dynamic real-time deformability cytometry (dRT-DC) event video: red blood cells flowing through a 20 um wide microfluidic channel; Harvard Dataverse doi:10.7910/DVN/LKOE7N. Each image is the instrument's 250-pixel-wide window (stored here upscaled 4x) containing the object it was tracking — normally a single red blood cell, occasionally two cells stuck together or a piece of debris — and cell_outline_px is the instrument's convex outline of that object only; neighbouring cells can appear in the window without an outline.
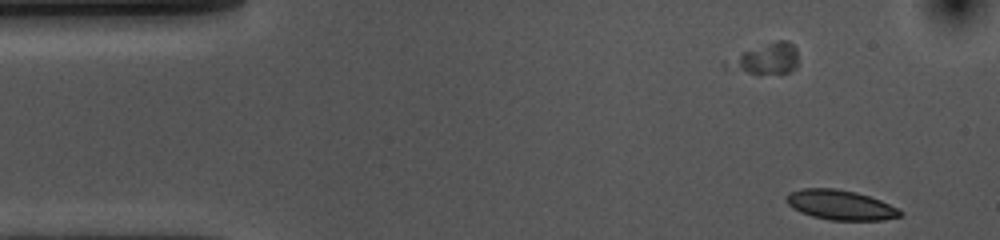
{"species": "common noctule bat (a hibernating species)", "species_latin": "Nyctalus noctula", "temperature_condition": "cold", "stored_images_in_passage": 47, "camera_frame_rate_fps": 3000, "um_per_image_px": 0.085, "animal": {"sex": "female", "body_mass_g": 10.0, "forearm_length_mm": 53.1}, "frame": {"image": 1, "passage_image": 1, "time_ms": 0.0, "image_size_px": [1000, 240], "cell_outline_px": [[904, 212], [900, 216], [884, 220], [832, 220], [812, 216], [800, 212], [792, 208], [788, 204], [788, 192], [804, 188], [836, 188], [856, 192], [880, 200]], "centroid_in_image_um": [71.43, 17.42], "position_along_channel_um": 13.6, "area_um2": 19.59}}
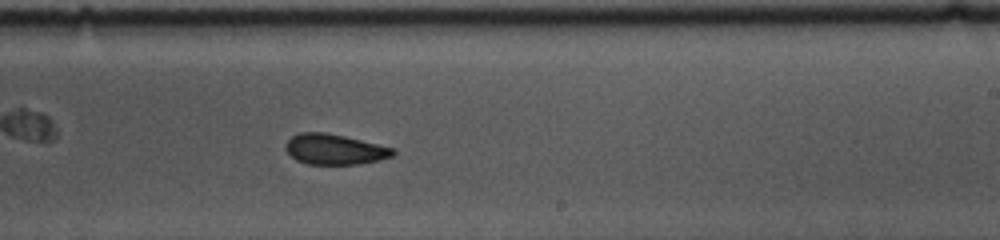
{"frame": {"image": 2, "passage_image": 29, "time_ms": 9.333, "image_size_px": [1000, 240], "cell_outline_px": [[396, 152], [392, 156], [380, 160], [360, 164], [308, 164], [296, 160], [288, 152], [288, 140], [292, 136], [300, 132], [324, 132], [344, 136], [396, 148]], "centroid_in_image_um": [28.51, 12.69], "position_along_channel_um": 260.5, "area_um2": 18.9}}
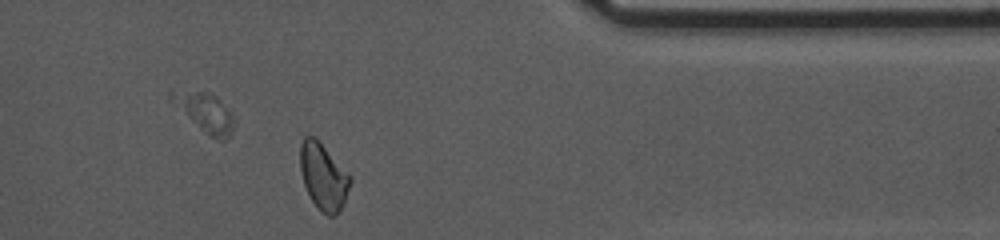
{"frame": {"image": 3, "passage_image": 41, "time_ms": 13.333, "image_size_px": [1000, 240], "cell_outline_px": [[352, 180], [344, 204], [340, 212], [332, 216], [328, 216], [320, 212], [316, 208], [304, 184], [300, 172], [300, 144], [304, 136], [316, 136], [352, 176]], "centroid_in_image_um": [27.5, 15.0], "position_along_channel_um": 383.9, "area_um2": 19.88}, "authors_computed_cell_mechanics": {"area_um2": 19.8832, "velocity_mm_per_s": 3.5812, "shape_relaxation_time_tau1_ms": 6.4625, "shape_relaxation_time_tau2_ms": 3.1991, "deformation_change_tau1": 0.1194, "deformation_change_tau2": 0.0698}}